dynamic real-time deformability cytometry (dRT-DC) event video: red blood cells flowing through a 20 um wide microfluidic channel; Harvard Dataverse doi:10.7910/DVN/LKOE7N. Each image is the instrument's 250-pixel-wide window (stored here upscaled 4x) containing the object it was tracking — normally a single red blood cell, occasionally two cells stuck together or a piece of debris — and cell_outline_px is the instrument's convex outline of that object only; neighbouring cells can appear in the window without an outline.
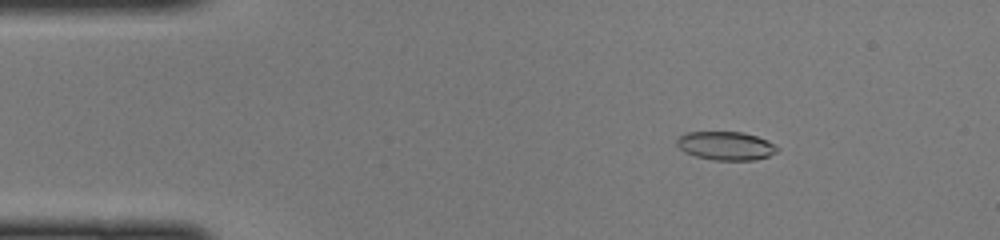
{"species": "common noctule bat (a hibernating species)", "species_latin": "Nyctalus noctula", "temperature_condition": "cold", "stored_images_in_passage": 47, "camera_frame_rate_fps": 3000, "um_per_image_px": 0.085, "animal": {"sex": "female", "body_mass_g": 22.0, "forearm_length_mm": 56.7}, "frame": {"image": 1, "passage_image": 7, "time_ms": 2.0, "image_size_px": [1000, 240], "cell_outline_px": [[780, 148], [776, 152], [768, 156], [756, 160], [716, 160], [696, 156], [684, 152], [676, 144], [676, 140], [680, 136], [688, 132], [744, 132], [768, 140]], "centroid_in_image_um": [61.72, 12.39], "position_along_channel_um": 23.3, "area_um2": 16.7}}
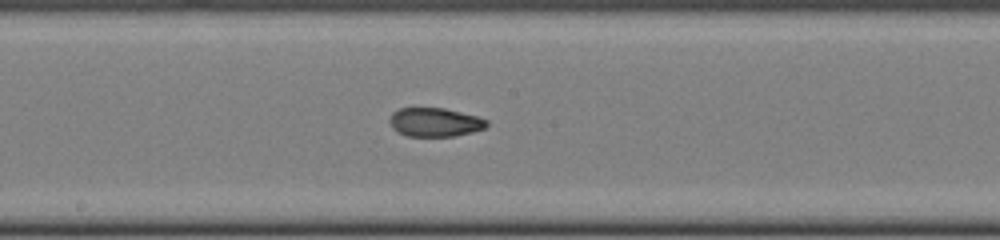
{"frame": {"image": 2, "passage_image": 25, "time_ms": 8.0, "image_size_px": [1000, 240], "cell_outline_px": [[488, 124], [484, 128], [472, 132], [456, 136], [408, 136], [396, 132], [392, 128], [388, 120], [392, 112], [400, 108], [444, 108], [476, 116], [488, 120]], "centroid_in_image_um": [36.93, 10.39], "position_along_channel_um": 211.3, "area_um2": 16.36}}
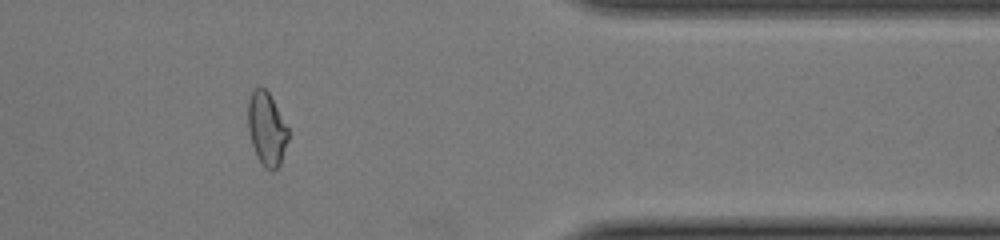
{"frame": {"image": 3, "passage_image": 39, "time_ms": 12.667, "image_size_px": [1000, 240], "cell_outline_px": [[288, 140], [280, 164], [272, 172], [264, 168], [256, 156], [248, 132], [248, 100], [252, 92], [256, 88], [264, 88], [268, 92], [288, 128]], "centroid_in_image_um": [22.66, 11.0], "position_along_channel_um": 388.7, "area_um2": 17.05}}